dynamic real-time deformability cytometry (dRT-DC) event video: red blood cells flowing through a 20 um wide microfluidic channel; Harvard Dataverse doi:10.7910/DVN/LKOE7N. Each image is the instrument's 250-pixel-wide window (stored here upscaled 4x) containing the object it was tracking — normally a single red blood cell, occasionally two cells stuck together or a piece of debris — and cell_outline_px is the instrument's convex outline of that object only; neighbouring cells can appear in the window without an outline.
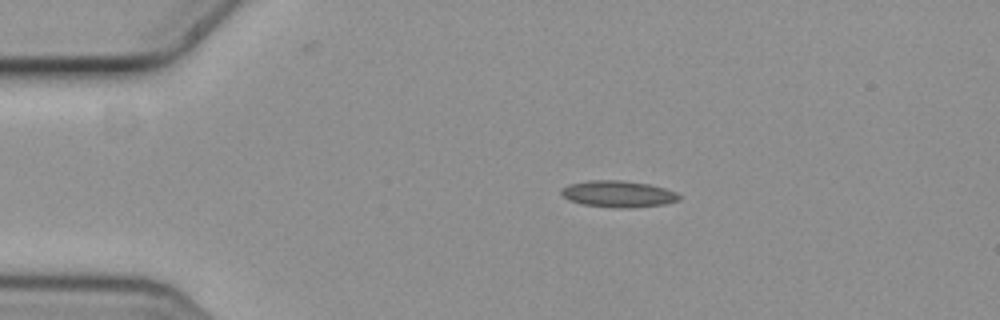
{"species": "common noctule bat (a hibernating species)", "species_latin": "Nyctalus noctula", "temperature_condition": "cold", "stored_images_in_passage": 7, "camera_frame_rate_fps": 3000, "um_per_image_px": 0.085, "animal": {"sex": "female", "body_mass_g": 19.3, "forearm_length_mm": 54.1}, "frame": {"image": 1, "passage_image": 3, "time_ms": 0.667, "image_size_px": [1000, 320], "cell_outline_px": [[680, 200], [664, 204], [632, 208], [612, 208], [584, 204], [568, 200], [560, 192], [564, 188], [572, 184], [588, 180], [620, 180], [648, 184], [664, 188], [676, 192], [680, 196]], "centroid_in_image_um": [52.58, 16.49], "position_along_channel_um": 32.4, "area_um2": 18.09}}
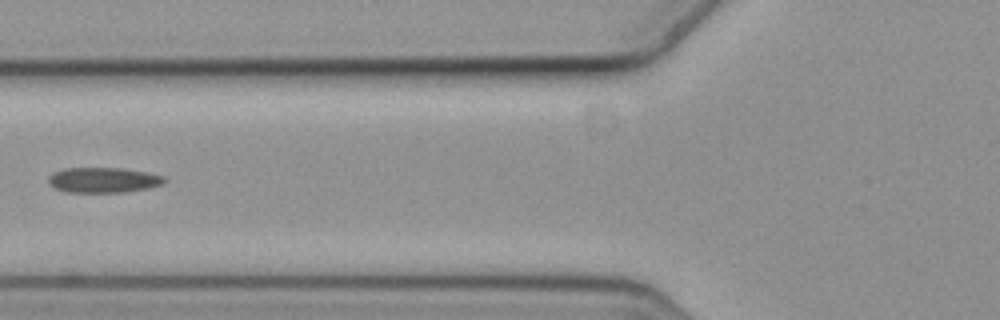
{"frame": {"image": 2, "passage_image": 6, "time_ms": 1.667, "image_size_px": [1000, 320], "cell_outline_px": [[164, 184], [148, 188], [124, 192], [68, 192], [56, 188], [48, 184], [48, 176], [64, 168], [120, 168], [148, 172], [164, 176]], "centroid_in_image_um": [8.79, 15.3], "position_along_channel_um": 117.0, "area_um2": 16.99}}
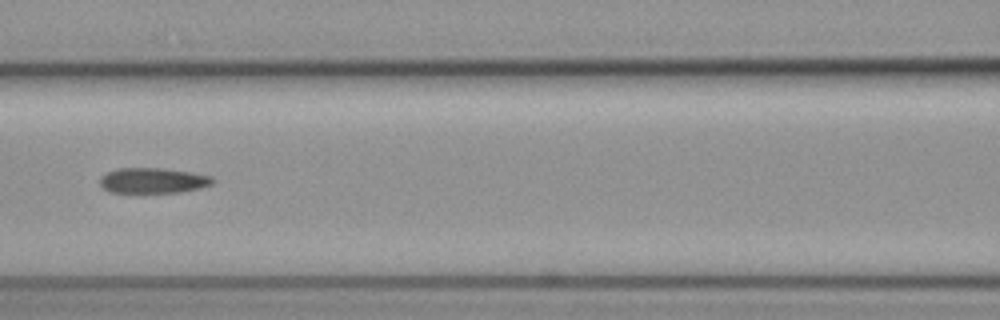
{"frame": {"image": 3, "passage_image": 7, "time_ms": 2.0, "image_size_px": [1000, 320], "cell_outline_px": [[212, 184], [200, 188], [180, 192], [108, 192], [100, 184], [100, 176], [116, 168], [164, 168], [212, 176]], "centroid_in_image_um": [12.97, 15.34], "position_along_channel_um": 153.6, "area_um2": 16.53}}